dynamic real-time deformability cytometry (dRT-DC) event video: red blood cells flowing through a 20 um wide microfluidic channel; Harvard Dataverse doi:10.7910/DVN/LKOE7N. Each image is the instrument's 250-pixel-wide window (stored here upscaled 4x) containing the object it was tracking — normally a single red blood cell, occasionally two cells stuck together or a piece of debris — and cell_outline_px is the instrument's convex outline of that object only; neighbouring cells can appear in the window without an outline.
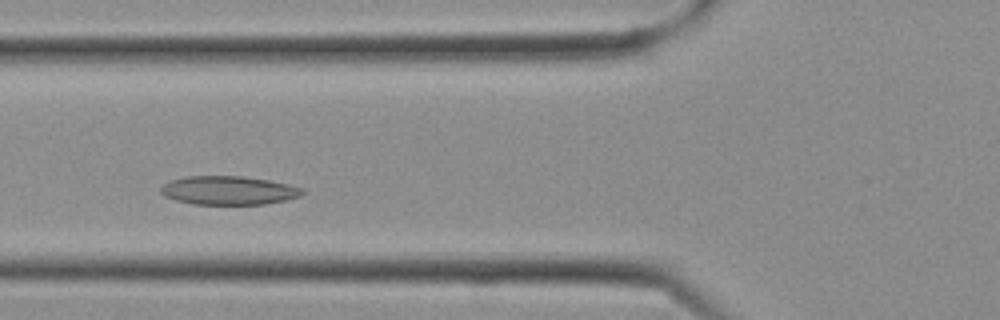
{"species": "Egyptian fruit bat (a non-hibernating species)", "species_latin": "Rousettus aegyptiacus", "temperature_condition": "cold", "stored_images_in_passage": 16, "camera_frame_rate_fps": 3000, "um_per_image_px": 0.085, "frame": {"image": 1, "passage_image": 6, "time_ms": 1.667, "image_size_px": [1000, 320], "cell_outline_px": [[304, 192], [300, 196], [288, 200], [264, 204], [192, 204], [176, 200], [164, 196], [160, 192], [160, 188], [164, 184], [172, 180], [184, 176], [240, 176], [268, 180], [288, 184], [304, 188]], "centroid_in_image_um": [19.44, 16.18], "position_along_channel_um": 106.4, "area_um2": 23.7}}
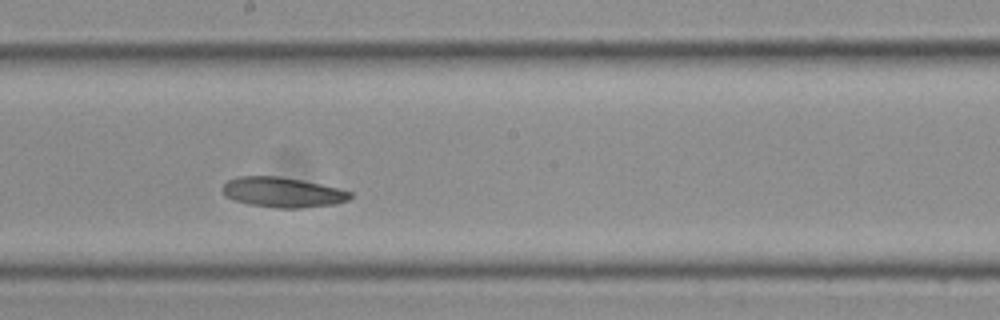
{"frame": {"image": 2, "passage_image": 11, "time_ms": 3.333, "image_size_px": [1000, 320], "cell_outline_px": [[352, 196], [348, 200], [336, 204], [300, 208], [276, 208], [248, 204], [236, 200], [228, 196], [224, 192], [224, 184], [228, 180], [240, 176], [280, 176], [340, 188], [352, 192]], "centroid_in_image_um": [24.08, 16.35], "position_along_channel_um": 224.1, "area_um2": 22.2}}
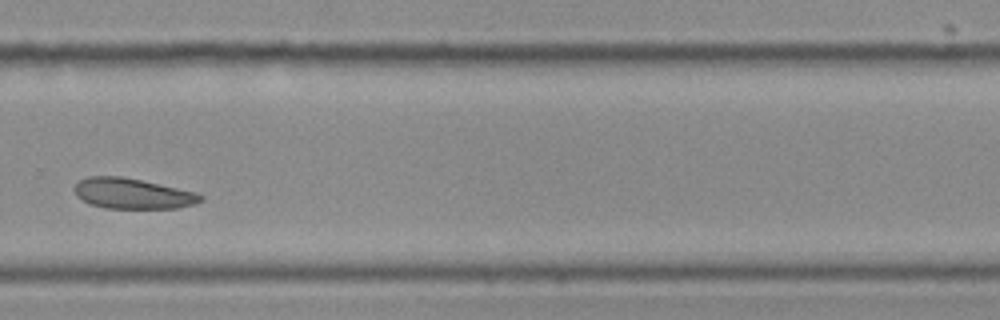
{"frame": {"image": 3, "passage_image": 15, "time_ms": 4.667, "image_size_px": [1000, 320], "cell_outline_px": [[204, 200], [196, 204], [176, 208], [104, 208], [92, 204], [76, 196], [76, 184], [80, 180], [88, 176], [120, 176], [140, 180], [196, 192], [204, 196]], "centroid_in_image_um": [11.31, 16.46], "position_along_channel_um": 318.5, "area_um2": 22.2}}